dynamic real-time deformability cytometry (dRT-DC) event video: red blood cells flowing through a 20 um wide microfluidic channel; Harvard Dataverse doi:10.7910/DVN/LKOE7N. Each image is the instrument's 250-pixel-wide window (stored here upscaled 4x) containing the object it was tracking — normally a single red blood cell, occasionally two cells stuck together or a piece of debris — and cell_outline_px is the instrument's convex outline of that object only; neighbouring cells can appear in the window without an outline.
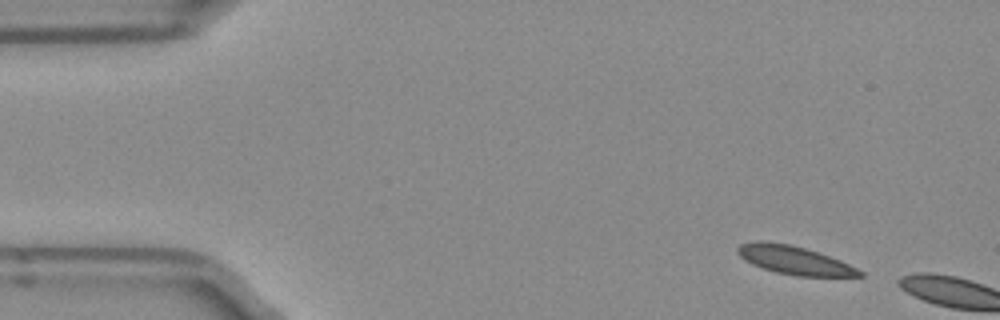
{"species": "Egyptian fruit bat (a non-hibernating species)", "species_latin": "Rousettus aegyptiacus", "temperature_condition": "room temperature", "stored_images_in_passage": 11, "camera_frame_rate_fps": 3000, "um_per_image_px": 0.085, "frame": {"image": 1, "passage_image": 1, "time_ms": 0.0, "image_size_px": [1000, 320], "cell_outline_px": [[864, 276], [796, 276], [776, 272], [752, 264], [744, 260], [736, 252], [736, 248], [740, 244], [760, 240], [788, 244], [804, 248], [840, 260], [864, 272]], "centroid_in_image_um": [67.48, 22.11], "position_along_channel_um": 17.5, "area_um2": 19.94}}